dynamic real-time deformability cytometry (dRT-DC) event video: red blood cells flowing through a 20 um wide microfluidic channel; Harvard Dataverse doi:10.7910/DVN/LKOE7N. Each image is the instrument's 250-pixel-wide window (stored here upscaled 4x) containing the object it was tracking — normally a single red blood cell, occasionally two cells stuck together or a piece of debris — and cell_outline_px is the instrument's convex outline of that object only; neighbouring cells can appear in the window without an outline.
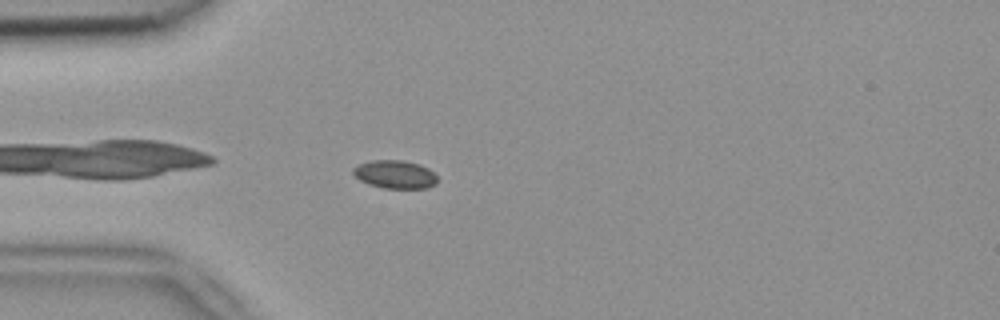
{"species": "common noctule bat (a hibernating species)", "species_latin": "Nyctalus noctula", "temperature_condition": "room temperature", "stored_images_in_passage": 4, "camera_frame_rate_fps": 3000, "um_per_image_px": 0.085, "animal": {"sex": "female", "body_mass_g": 18.4}, "frame": {"image": 1, "passage_image": 4, "time_ms": 1.0, "image_size_px": [1000, 320], "cell_outline_px": [[436, 184], [428, 188], [384, 188], [368, 184], [360, 180], [352, 172], [352, 168], [360, 164], [372, 160], [404, 160], [420, 164], [428, 168], [436, 176]], "centroid_in_image_um": [33.58, 14.82], "position_along_channel_um": 51.4, "area_um2": 13.81}}